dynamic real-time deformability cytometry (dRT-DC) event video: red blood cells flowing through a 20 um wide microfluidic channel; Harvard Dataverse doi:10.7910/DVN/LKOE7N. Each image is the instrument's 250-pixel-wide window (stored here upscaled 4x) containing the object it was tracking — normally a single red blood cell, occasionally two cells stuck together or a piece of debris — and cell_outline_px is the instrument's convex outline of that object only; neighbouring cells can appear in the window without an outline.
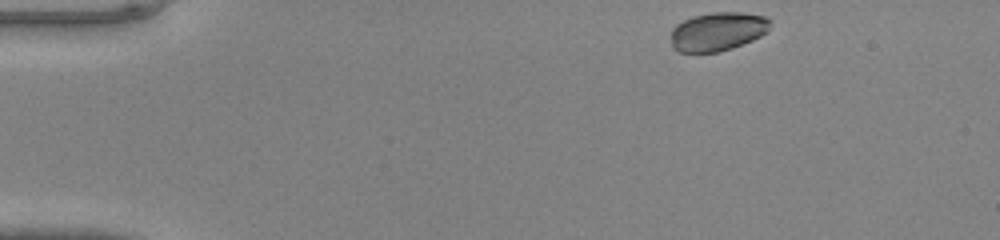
{"species": "common noctule bat (a hibernating species)", "species_latin": "Nyctalus noctula", "temperature_condition": "warm", "stored_images_in_passage": 42, "camera_frame_rate_fps": 3000, "um_per_image_px": 0.085, "animal": {"sex": "male", "body_mass_g": 20.0, "forearm_length_mm": 53.3}, "frame": {"image": 1, "passage_image": 1, "time_ms": 0.0, "image_size_px": [1000, 240], "cell_outline_px": [[772, 20], [768, 28], [760, 36], [752, 40], [732, 48], [716, 52], [680, 52], [672, 48], [672, 28], [676, 24], [692, 16], [712, 12], [740, 12], [764, 16]], "centroid_in_image_um": [60.98, 2.67], "position_along_channel_um": 24.0, "area_um2": 22.31}}
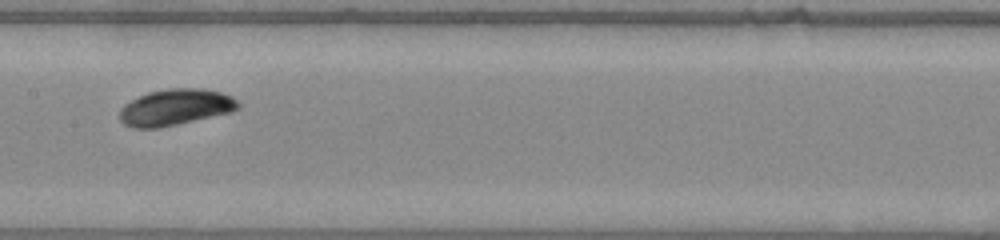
{"frame": {"image": 2, "passage_image": 19, "time_ms": 6.0, "image_size_px": [1000, 240], "cell_outline_px": [[240, 108], [232, 112], [160, 128], [132, 128], [124, 124], [120, 120], [120, 108], [124, 104], [148, 92], [168, 88], [204, 88], [220, 92], [232, 96], [240, 104]], "centroid_in_image_um": [14.92, 9.12], "position_along_channel_um": 192.5, "area_um2": 25.2}}
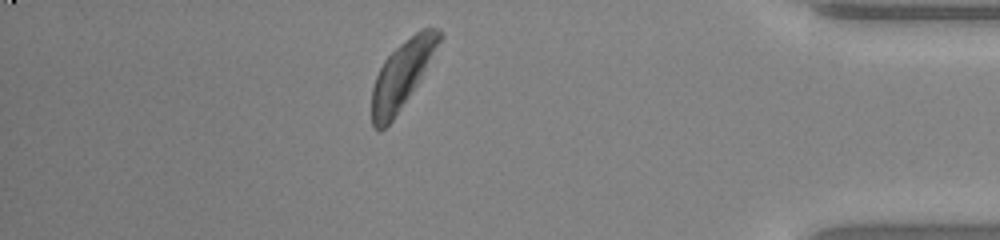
{"frame": {"image": 3, "passage_image": 36, "time_ms": 11.667, "image_size_px": [1000, 240], "cell_outline_px": [[444, 36], [420, 80], [392, 120], [380, 132], [372, 124], [372, 88], [376, 76], [384, 60], [400, 44], [416, 32], [424, 28], [440, 28], [444, 32]], "centroid_in_image_um": [34.2, 6.31], "position_along_channel_um": 401.0, "area_um2": 26.07}}